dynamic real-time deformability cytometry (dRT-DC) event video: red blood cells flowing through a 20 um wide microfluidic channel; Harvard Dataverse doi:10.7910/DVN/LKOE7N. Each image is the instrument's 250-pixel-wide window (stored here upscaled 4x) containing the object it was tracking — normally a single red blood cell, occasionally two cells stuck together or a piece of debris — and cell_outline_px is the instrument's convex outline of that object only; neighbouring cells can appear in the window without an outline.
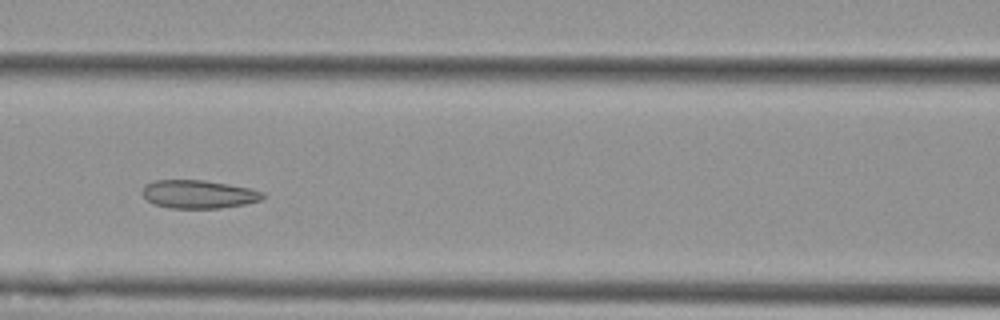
{"species": "Egyptian fruit bat (a non-hibernating species)", "species_latin": "Rousettus aegyptiacus", "temperature_condition": "cold", "stored_images_in_passage": 7, "camera_frame_rate_fps": 3000, "um_per_image_px": 0.085, "animal": {"sex": "female"}, "frame": {"image": 1, "passage_image": 4, "time_ms": 4.333, "image_size_px": [1000, 320], "cell_outline_px": [[264, 196], [260, 200], [244, 204], [220, 208], [168, 208], [152, 204], [144, 196], [144, 184], [152, 180], [204, 180], [252, 188], [264, 192]], "centroid_in_image_um": [16.87, 16.5], "position_along_channel_um": 149.7, "area_um2": 19.88}}
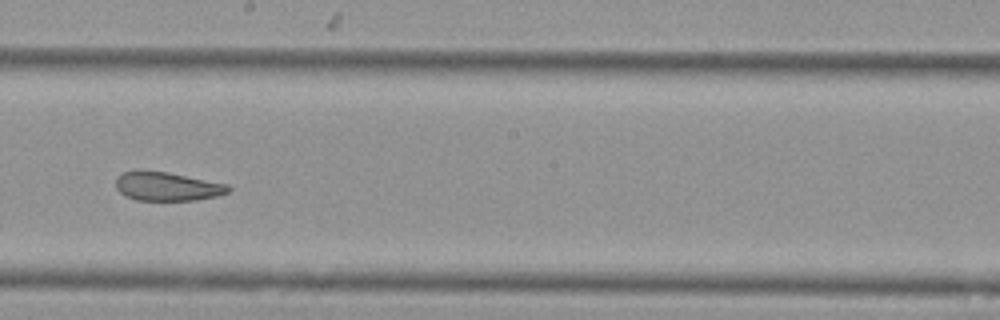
{"frame": {"image": 2, "passage_image": 6, "time_ms": 6.667, "image_size_px": [1000, 320], "cell_outline_px": [[232, 192], [216, 196], [196, 200], [136, 200], [124, 196], [116, 188], [116, 176], [124, 172], [168, 172], [228, 184], [232, 188]], "centroid_in_image_um": [14.26, 15.87], "position_along_channel_um": 233.9, "area_um2": 18.73}}
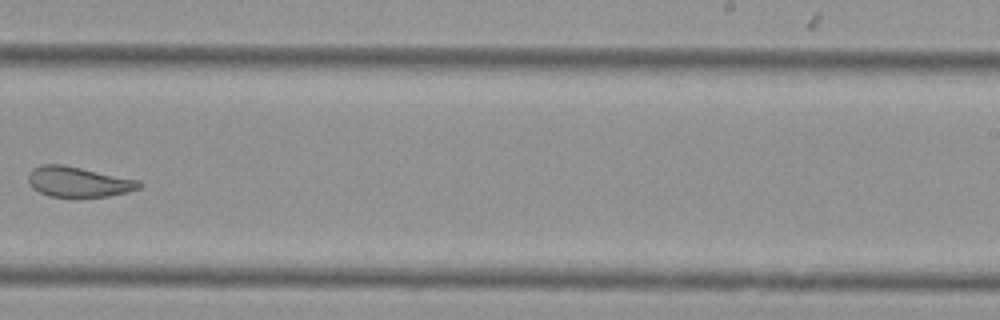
{"frame": {"image": 3, "passage_image": 7, "time_ms": 8.0, "image_size_px": [1000, 320], "cell_outline_px": [[144, 184], [140, 188], [128, 192], [108, 196], [76, 200], [48, 196], [32, 188], [28, 180], [28, 172], [32, 168], [40, 164], [64, 164], [140, 180]], "centroid_in_image_um": [6.66, 15.49], "position_along_channel_um": 282.3, "area_um2": 20.58}}